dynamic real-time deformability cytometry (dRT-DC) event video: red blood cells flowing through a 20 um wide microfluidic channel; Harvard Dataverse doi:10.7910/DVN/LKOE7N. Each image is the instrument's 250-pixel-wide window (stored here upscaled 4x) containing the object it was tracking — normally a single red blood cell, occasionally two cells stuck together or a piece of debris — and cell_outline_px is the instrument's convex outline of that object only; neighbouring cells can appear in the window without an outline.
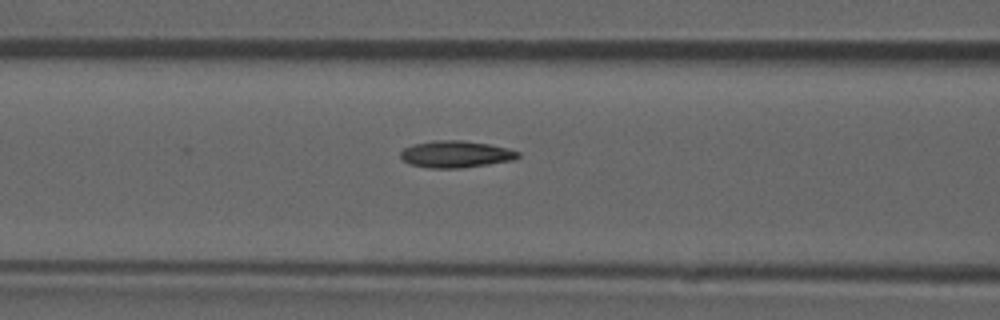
{"species": "common noctule bat (a hibernating species)", "species_latin": "Nyctalus noctula", "temperature_condition": "room temperature", "stored_images_in_passage": 39, "camera_frame_rate_fps": 3000, "um_per_image_px": 0.085, "animal": {"sex": "male", "forearm_length_mm": 52.5}, "frame": {"image": 1, "passage_image": 22, "time_ms": 7.0, "image_size_px": [1000, 320], "cell_outline_px": [[520, 156], [512, 160], [464, 168], [428, 168], [408, 164], [400, 156], [400, 152], [404, 148], [412, 144], [432, 140], [460, 140], [488, 144], [508, 148], [520, 152]], "centroid_in_image_um": [38.71, 13.11], "position_along_channel_um": 127.9, "area_um2": 18.5}}